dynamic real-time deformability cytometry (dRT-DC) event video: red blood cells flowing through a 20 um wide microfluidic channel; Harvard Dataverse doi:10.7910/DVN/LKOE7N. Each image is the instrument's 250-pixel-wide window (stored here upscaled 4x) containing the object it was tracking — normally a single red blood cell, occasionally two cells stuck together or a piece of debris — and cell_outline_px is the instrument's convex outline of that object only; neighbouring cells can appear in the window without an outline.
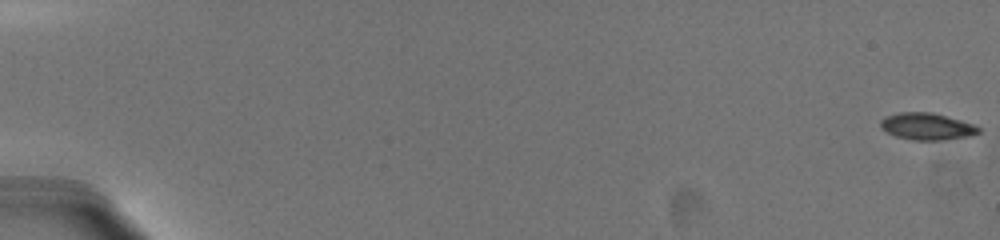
{"species": "common noctule bat (a hibernating species)", "species_latin": "Nyctalus noctula", "temperature_condition": "warm", "stored_images_in_passage": 71, "camera_frame_rate_fps": 3000, "um_per_image_px": 0.085, "animal": {"sex": "female", "body_mass_g": 19.5, "forearm_length_mm": 54.1}, "frame": {"image": 1, "passage_image": 1, "time_ms": 0.0, "image_size_px": [1000, 240], "cell_outline_px": [[980, 132], [968, 136], [940, 140], [912, 140], [896, 136], [880, 128], [880, 120], [884, 116], [900, 112], [932, 112], [972, 124], [980, 128]], "centroid_in_image_um": [78.73, 10.74], "position_along_channel_um": 6.3, "area_um2": 15.2}}
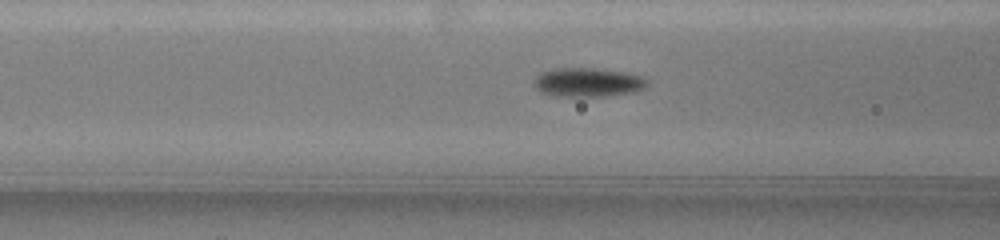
{"frame": {"image": 2, "passage_image": 41, "time_ms": 8.667, "image_size_px": [1000, 240], "cell_outline_px": [[648, 84], [644, 88], [632, 92], [604, 96], [552, 96], [540, 92], [536, 88], [536, 76], [552, 68], [596, 68], [628, 72], [644, 76], [648, 80]], "centroid_in_image_um": [50.01, 6.99], "position_along_channel_um": 116.6, "area_um2": 19.19}}
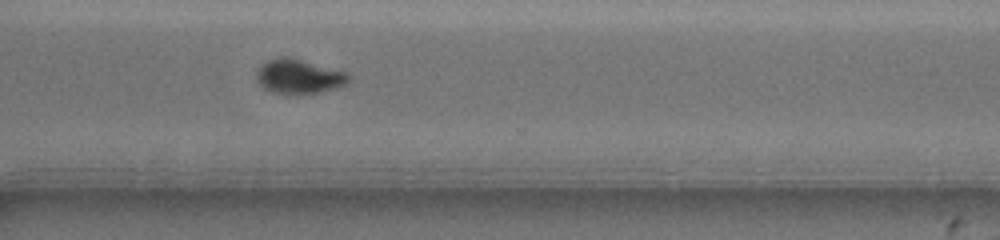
{"frame": {"image": 3, "passage_image": 70, "time_ms": 15.0, "image_size_px": [1000, 240], "cell_outline_px": [[352, 76], [344, 84], [336, 88], [320, 92], [296, 96], [272, 92], [264, 88], [256, 80], [256, 72], [268, 60], [280, 56], [288, 56], [348, 72]], "centroid_in_image_um": [25.41, 6.52], "position_along_channel_um": 345.2, "area_um2": 18.79}}